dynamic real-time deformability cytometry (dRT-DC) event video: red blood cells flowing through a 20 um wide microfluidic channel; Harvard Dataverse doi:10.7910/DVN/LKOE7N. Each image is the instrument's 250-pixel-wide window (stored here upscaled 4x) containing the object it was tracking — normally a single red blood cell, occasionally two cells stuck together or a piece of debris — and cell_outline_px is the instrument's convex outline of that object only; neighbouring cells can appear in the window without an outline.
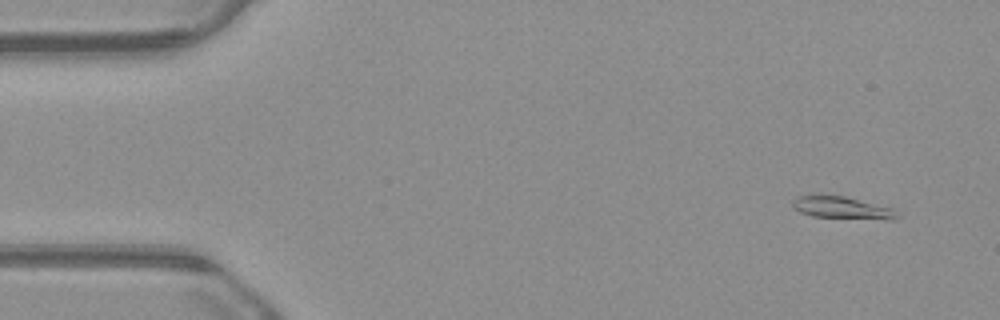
{"species": "common noctule bat (a hibernating species)", "species_latin": "Nyctalus noctula", "temperature_condition": "warm", "stored_images_in_passage": 51, "camera_frame_rate_fps": 3000, "um_per_image_px": 0.085, "animal": {"sex": "male", "body_mass_g": 23.1, "forearm_length_mm": 52.7}, "frame": {"image": 1, "passage_image": 1, "time_ms": 0.0, "image_size_px": [1000, 320], "cell_outline_px": [[900, 216], [896, 220], [888, 220], [812, 216], [800, 212], [792, 208], [792, 200], [800, 196], [812, 192], [816, 192], [844, 196], [892, 208]], "centroid_in_image_um": [71.52, 17.63], "position_along_channel_um": 13.5, "area_um2": 14.05}}
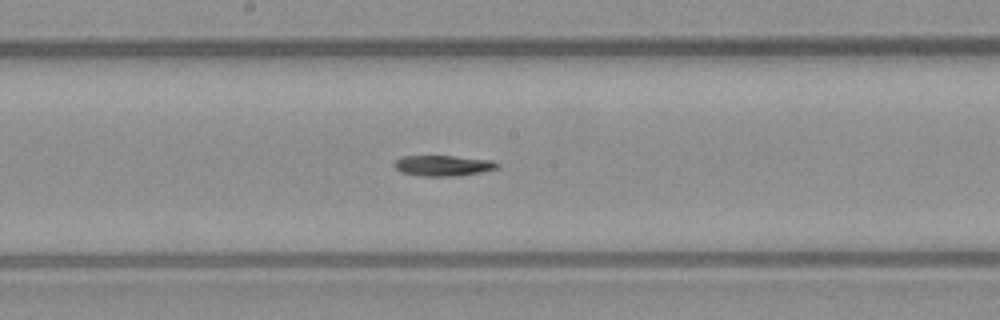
{"frame": {"image": 2, "passage_image": 25, "time_ms": 8.0, "image_size_px": [1000, 320], "cell_outline_px": [[500, 168], [460, 176], [420, 176], [400, 172], [392, 164], [400, 156], [456, 156], [492, 160], [500, 164]], "centroid_in_image_um": [37.67, 14.08], "position_along_channel_um": 210.5, "area_um2": 12.6}}
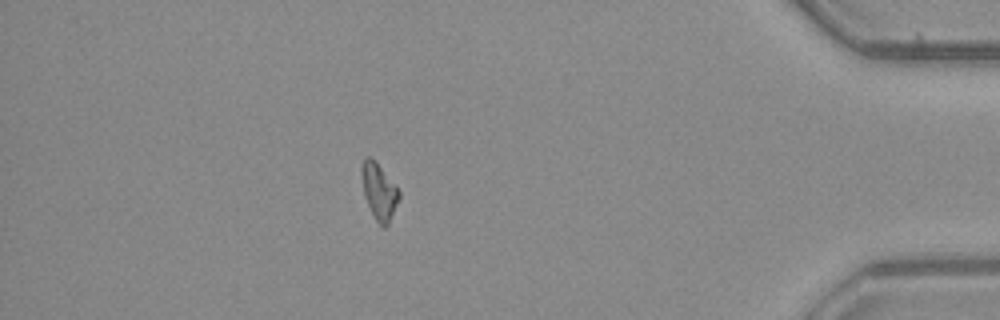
{"frame": {"image": 3, "passage_image": 44, "time_ms": 14.333, "image_size_px": [1000, 320], "cell_outline_px": [[400, 196], [388, 224], [384, 228], [376, 220], [364, 196], [360, 176], [360, 168], [364, 156], [372, 156], [376, 160], [396, 184], [400, 192]], "centroid_in_image_um": [32.19, 16.17], "position_along_channel_um": 403.0, "area_um2": 12.54}}